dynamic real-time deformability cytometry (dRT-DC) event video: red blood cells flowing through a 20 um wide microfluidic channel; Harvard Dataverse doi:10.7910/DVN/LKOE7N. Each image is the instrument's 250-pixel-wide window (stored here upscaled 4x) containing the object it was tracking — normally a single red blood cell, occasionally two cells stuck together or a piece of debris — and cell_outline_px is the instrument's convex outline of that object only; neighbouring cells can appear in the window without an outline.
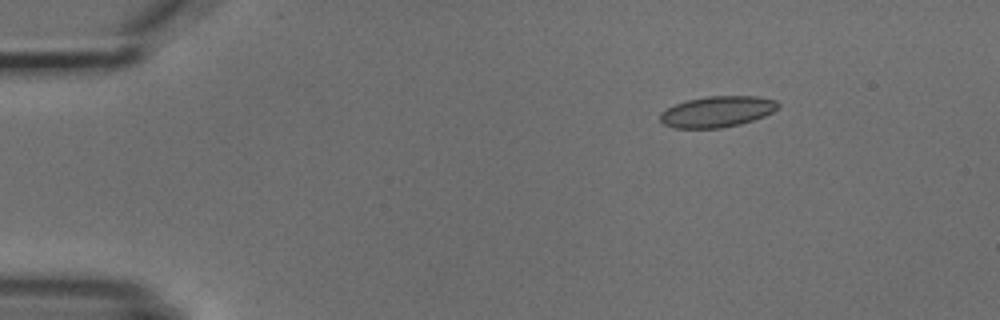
{"species": "common noctule bat (a hibernating species)", "species_latin": "Nyctalus noctula", "temperature_condition": "cold", "stored_images_in_passage": 5, "camera_frame_rate_fps": 3000, "um_per_image_px": 0.085, "animal": {"sex": "male", "body_mass_g": 18.8}, "frame": {"image": 1, "passage_image": 1, "time_ms": 0.0, "image_size_px": [1000, 320], "cell_outline_px": [[780, 108], [764, 116], [740, 124], [720, 128], [672, 128], [664, 124], [660, 120], [660, 112], [676, 104], [688, 100], [708, 96], [756, 96], [776, 100], [780, 104]], "centroid_in_image_um": [60.98, 9.49], "position_along_channel_um": 24.0, "area_um2": 21.27}}
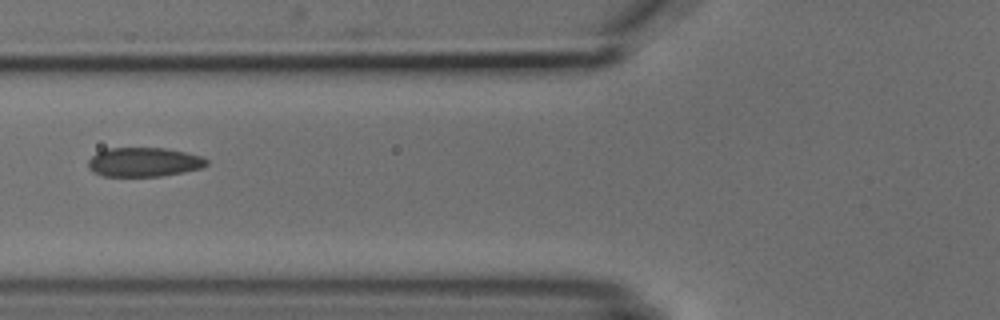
{"frame": {"image": 2, "passage_image": 4, "time_ms": 4.333, "image_size_px": [1000, 320], "cell_outline_px": [[208, 164], [200, 168], [160, 176], [104, 176], [92, 172], [88, 168], [88, 160], [96, 152], [108, 148], [164, 148], [204, 156], [208, 160]], "centroid_in_image_um": [12.2, 13.77], "position_along_channel_um": 113.6, "area_um2": 20.11}}
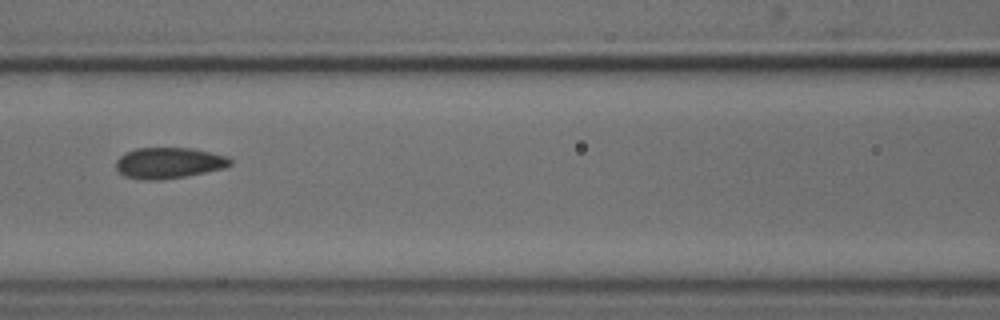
{"frame": {"image": 3, "passage_image": 5, "time_ms": 5.333, "image_size_px": [1000, 320], "cell_outline_px": [[232, 164], [224, 168], [184, 176], [160, 180], [140, 180], [124, 176], [116, 168], [116, 160], [120, 156], [136, 148], [192, 148], [228, 156], [232, 160]], "centroid_in_image_um": [14.35, 13.85], "position_along_channel_um": 152.3, "area_um2": 20.58}}